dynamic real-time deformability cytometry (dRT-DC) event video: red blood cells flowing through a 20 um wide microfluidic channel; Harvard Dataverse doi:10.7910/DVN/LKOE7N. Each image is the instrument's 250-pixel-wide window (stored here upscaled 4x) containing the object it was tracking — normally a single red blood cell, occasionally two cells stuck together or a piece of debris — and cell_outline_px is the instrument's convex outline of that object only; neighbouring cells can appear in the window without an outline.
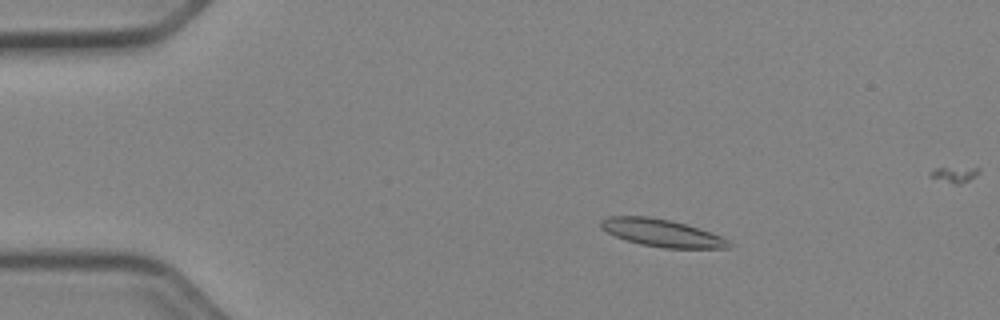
{"species": "Egyptian fruit bat (a non-hibernating species)", "species_latin": "Rousettus aegyptiacus", "temperature_condition": "cold", "stored_images_in_passage": 53, "camera_frame_rate_fps": 3000, "um_per_image_px": 0.085, "animal": {"sex": "female"}, "frame": {"image": 1, "passage_image": 9, "time_ms": 2.667, "image_size_px": [1000, 320], "cell_outline_px": [[732, 248], [664, 248], [640, 244], [624, 240], [600, 228], [600, 220], [608, 216], [648, 216], [672, 220], [720, 236], [728, 240], [732, 244]], "centroid_in_image_um": [56.21, 19.8], "position_along_channel_um": 28.8, "area_um2": 20.4}}
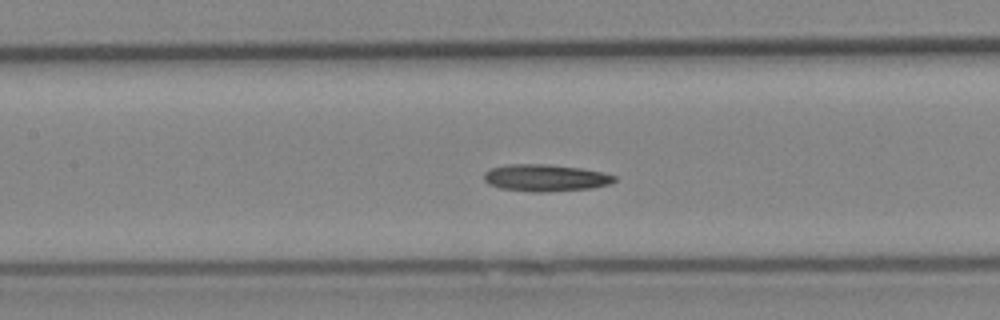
{"frame": {"image": 2, "passage_image": 24, "time_ms": 7.667, "image_size_px": [1000, 320], "cell_outline_px": [[616, 180], [608, 184], [592, 188], [544, 192], [532, 192], [500, 188], [488, 184], [484, 180], [484, 172], [488, 168], [508, 164], [548, 164], [580, 168], [604, 172], [616, 176]], "centroid_in_image_um": [46.33, 15.11], "position_along_channel_um": 161.1, "area_um2": 20.63}}
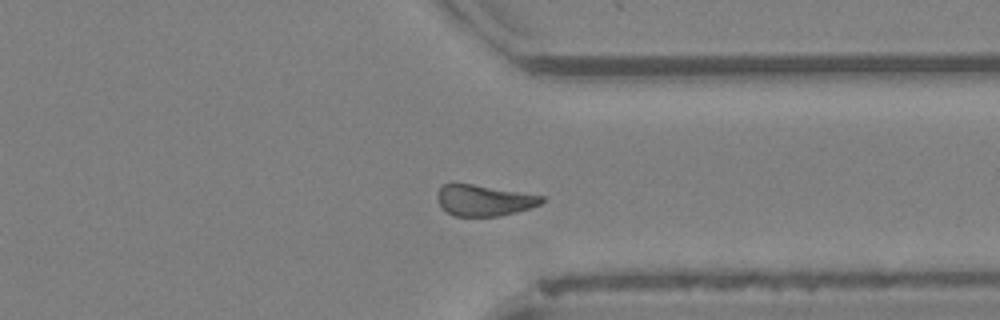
{"frame": {"image": 3, "passage_image": 40, "time_ms": 13.0, "image_size_px": [1000, 320], "cell_outline_px": [[544, 200], [540, 204], [516, 212], [496, 216], [456, 216], [448, 212], [440, 204], [436, 196], [436, 192], [444, 184], [452, 180], [544, 196]], "centroid_in_image_um": [41.08, 16.98], "position_along_channel_um": 370.3, "area_um2": 19.07}}